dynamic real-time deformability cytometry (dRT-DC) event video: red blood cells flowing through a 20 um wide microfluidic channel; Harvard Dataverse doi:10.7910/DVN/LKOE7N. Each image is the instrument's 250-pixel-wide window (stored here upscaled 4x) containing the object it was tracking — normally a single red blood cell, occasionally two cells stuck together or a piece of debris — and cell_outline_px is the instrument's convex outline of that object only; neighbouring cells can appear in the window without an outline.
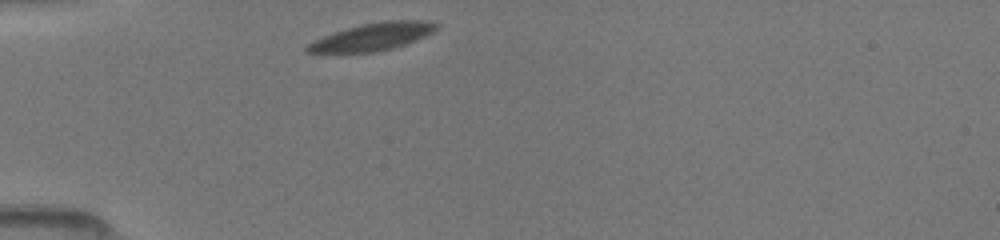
{"species": "common noctule bat (a hibernating species)", "species_latin": "Nyctalus noctula", "temperature_condition": "room temperature", "stored_images_in_passage": 41, "camera_frame_rate_fps": 3000, "um_per_image_px": 0.085, "animal": {"sex": "female", "body_mass_g": 19.5, "forearm_length_mm": 54.1}, "frame": {"image": 1, "passage_image": 1, "time_ms": 0.0, "image_size_px": [1000, 240], "cell_outline_px": [[440, 24], [432, 32], [424, 36], [404, 44], [392, 48], [372, 52], [304, 52], [304, 48], [308, 44], [324, 36], [348, 28], [364, 24], [388, 20], [420, 20]], "centroid_in_image_um": [31.67, 3.12], "position_along_channel_um": 53.3, "area_um2": 20.0}}
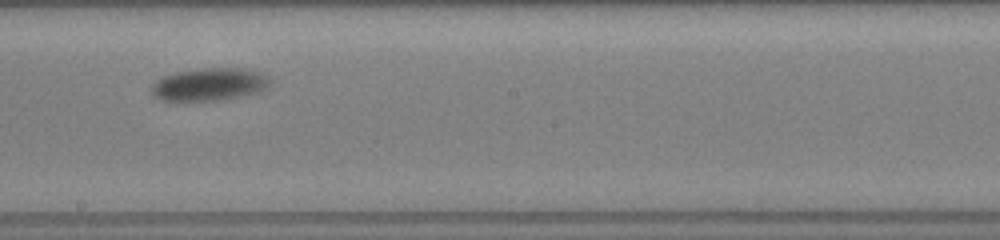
{"frame": {"image": 2, "passage_image": 13, "time_ms": 5.0, "image_size_px": [1000, 240], "cell_outline_px": [[268, 84], [260, 92], [224, 100], [160, 100], [152, 92], [152, 84], [156, 80], [164, 76], [176, 72], [204, 68], [240, 68], [260, 72], [268, 80]], "centroid_in_image_um": [17.78, 7.17], "position_along_channel_um": 230.4, "area_um2": 22.2}}
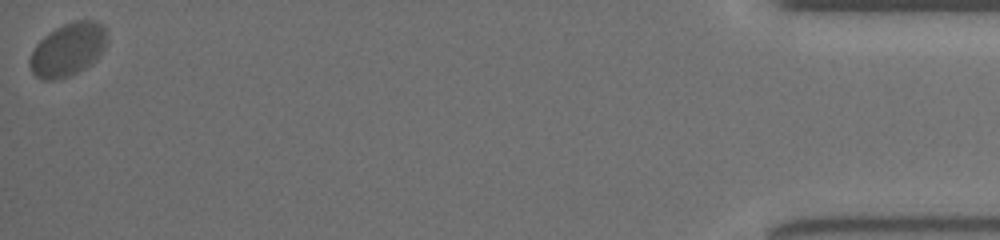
{"frame": {"image": 3, "passage_image": 41, "time_ms": 12.333, "image_size_px": [1000, 240], "cell_outline_px": [[108, 40], [104, 48], [84, 68], [68, 76], [56, 80], [44, 80], [36, 76], [32, 72], [28, 64], [28, 60], [36, 44], [48, 32], [64, 24], [76, 20], [96, 20], [104, 24], [108, 28]], "centroid_in_image_um": [5.77, 4.17], "position_along_channel_um": 429.4, "area_um2": 23.93}}